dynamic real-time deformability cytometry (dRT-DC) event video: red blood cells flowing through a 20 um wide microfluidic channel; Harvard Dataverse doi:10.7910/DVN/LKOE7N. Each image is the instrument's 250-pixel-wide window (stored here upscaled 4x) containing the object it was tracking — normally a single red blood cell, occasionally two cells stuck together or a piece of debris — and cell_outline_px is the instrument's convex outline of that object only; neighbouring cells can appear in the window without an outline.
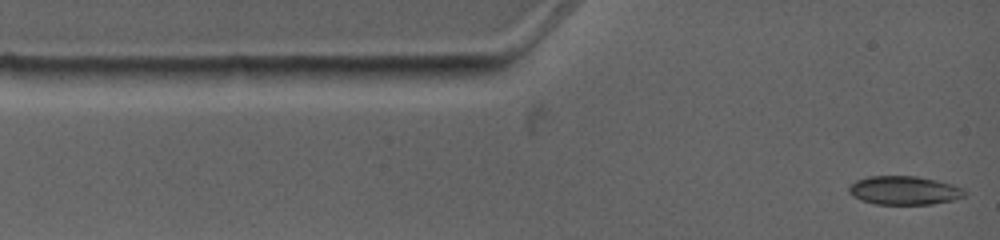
{"species": "common noctule bat (a hibernating species)", "species_latin": "Nyctalus noctula", "temperature_condition": "warm", "stored_images_in_passage": 5, "camera_frame_rate_fps": 4500, "um_per_image_px": 0.085, "animal": {"sex": "female", "body_mass_g": 19.0, "forearm_length_mm": 53.3}, "frame": {"image": 1, "passage_image": 1, "time_ms": 0.0, "image_size_px": [1000, 240], "cell_outline_px": [[964, 196], [952, 200], [932, 204], [876, 204], [860, 200], [852, 196], [848, 192], [848, 188], [856, 180], [868, 176], [916, 176], [936, 180], [960, 188], [964, 192]], "centroid_in_image_um": [76.77, 16.19], "position_along_channel_um": 8.2, "area_um2": 19.07}}
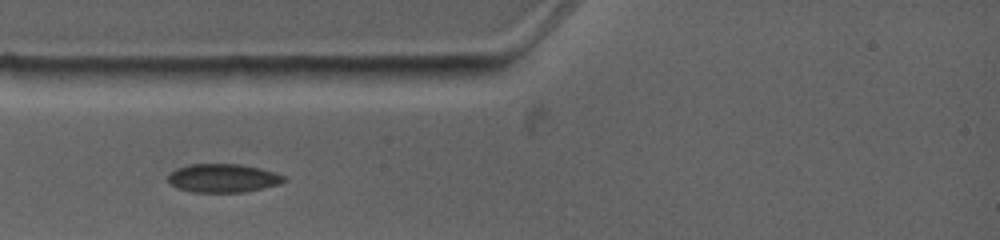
{"frame": {"image": 2, "passage_image": 4, "time_ms": 2.444, "image_size_px": [1000, 240], "cell_outline_px": [[288, 180], [280, 184], [244, 192], [192, 192], [180, 188], [172, 184], [168, 180], [168, 176], [176, 168], [188, 164], [240, 164], [260, 168], [284, 176]], "centroid_in_image_um": [18.97, 15.13], "position_along_channel_um": 66.0, "area_um2": 19.13}}